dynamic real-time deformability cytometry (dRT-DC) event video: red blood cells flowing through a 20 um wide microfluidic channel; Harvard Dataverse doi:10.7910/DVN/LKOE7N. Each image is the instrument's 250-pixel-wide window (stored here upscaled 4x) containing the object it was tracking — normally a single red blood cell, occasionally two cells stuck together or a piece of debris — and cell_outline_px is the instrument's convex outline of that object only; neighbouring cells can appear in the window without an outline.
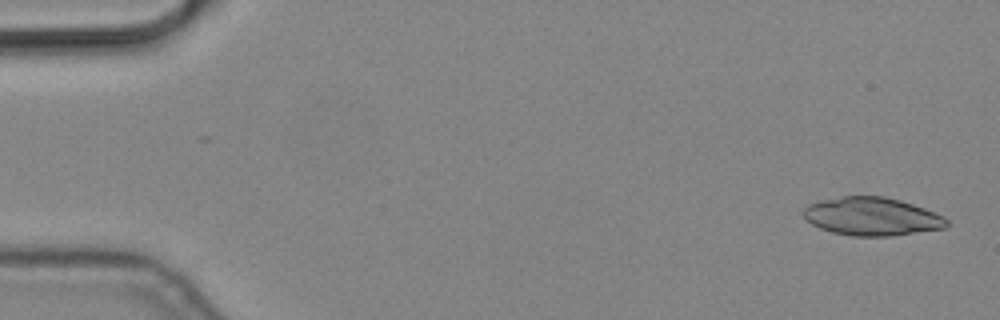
{"species": "common noctule bat (a hibernating species)", "species_latin": "Nyctalus noctula", "temperature_condition": "cold", "stored_images_in_passage": 4, "camera_frame_rate_fps": 3000, "um_per_image_px": 0.085, "animal": {"sex": "male", "body_mass_g": 19.2, "forearm_length_mm": 51.8}, "frame": {"image": 1, "passage_image": 1, "time_ms": 0.0, "image_size_px": [1000, 320], "cell_outline_px": [[948, 224], [944, 228], [892, 236], [852, 236], [832, 232], [820, 228], [812, 224], [804, 216], [804, 208], [808, 204], [820, 200], [844, 196], [884, 196], [900, 200], [924, 208], [944, 216], [948, 220]], "centroid_in_image_um": [74.11, 18.4], "position_along_channel_um": 10.9, "area_um2": 31.79}}